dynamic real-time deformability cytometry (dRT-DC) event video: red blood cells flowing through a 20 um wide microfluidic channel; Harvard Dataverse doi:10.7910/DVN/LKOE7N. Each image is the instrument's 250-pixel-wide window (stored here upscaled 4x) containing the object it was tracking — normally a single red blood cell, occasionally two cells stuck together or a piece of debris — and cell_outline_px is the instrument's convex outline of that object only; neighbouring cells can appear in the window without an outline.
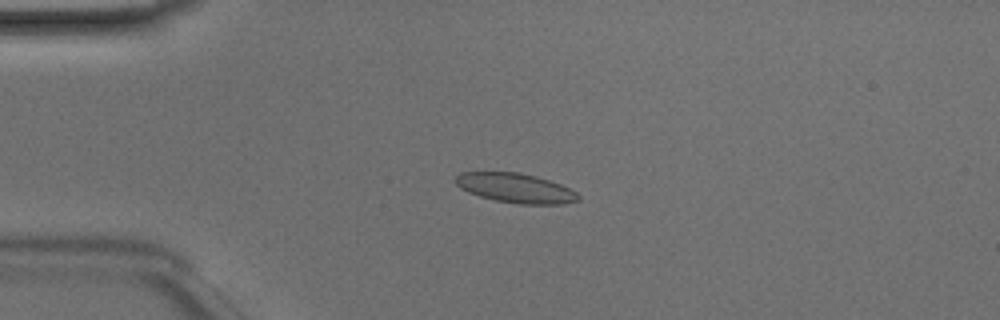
{"species": "Egyptian fruit bat (a non-hibernating species)", "species_latin": "Rousettus aegyptiacus", "temperature_condition": "room temperature", "stored_images_in_passage": 49, "camera_frame_rate_fps": 3000, "um_per_image_px": 0.085, "animal": {"sex": "male"}, "frame": {"image": 1, "passage_image": 12, "time_ms": 3.667, "image_size_px": [1000, 320], "cell_outline_px": [[580, 200], [564, 204], [520, 204], [496, 200], [480, 196], [468, 192], [460, 188], [452, 180], [460, 172], [520, 172], [536, 176], [560, 184], [576, 192], [580, 196]], "centroid_in_image_um": [43.8, 15.98], "position_along_channel_um": 41.2, "area_um2": 21.15}}
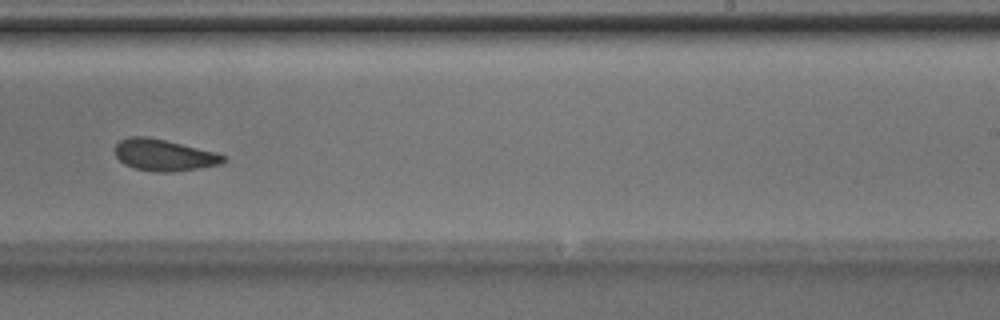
{"frame": {"image": 2, "passage_image": 31, "time_ms": 10.0, "image_size_px": [1000, 320], "cell_outline_px": [[228, 160], [220, 164], [200, 168], [172, 172], [156, 172], [136, 168], [124, 164], [116, 156], [116, 144], [120, 140], [128, 136], [144, 136], [164, 140], [216, 152], [224, 156]], "centroid_in_image_um": [13.95, 13.18], "position_along_channel_um": 275.1, "area_um2": 19.77}}
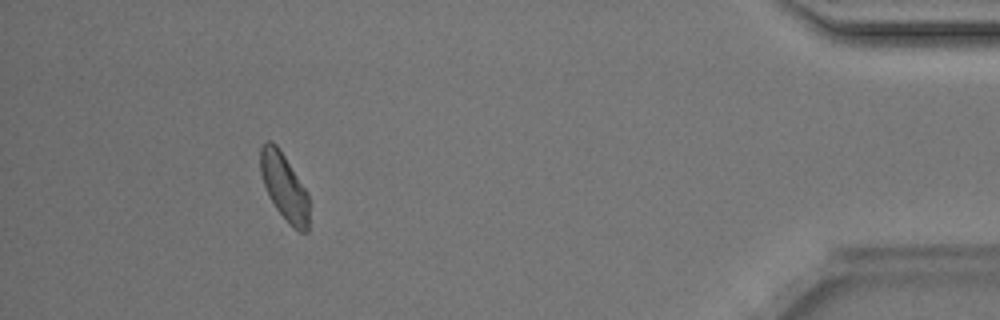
{"frame": {"image": 3, "passage_image": 45, "time_ms": 14.667, "image_size_px": [1000, 320], "cell_outline_px": [[308, 232], [300, 232], [276, 208], [268, 196], [260, 172], [260, 148], [264, 140], [272, 140], [276, 144], [308, 192]], "centroid_in_image_um": [24.14, 15.81], "position_along_channel_um": 411.1, "area_um2": 18.67}, "authors_computed_cell_mechanics": {"area_um2": 20.3456, "velocity_mm_per_s": 4.1307, "shape_relaxation_time_tau1_ms": 1.709, "shape_relaxation_time_tau2_ms": 1.2133, "deformation_change_tau1": 0.1005, "deformation_change_tau2": 0.079}}